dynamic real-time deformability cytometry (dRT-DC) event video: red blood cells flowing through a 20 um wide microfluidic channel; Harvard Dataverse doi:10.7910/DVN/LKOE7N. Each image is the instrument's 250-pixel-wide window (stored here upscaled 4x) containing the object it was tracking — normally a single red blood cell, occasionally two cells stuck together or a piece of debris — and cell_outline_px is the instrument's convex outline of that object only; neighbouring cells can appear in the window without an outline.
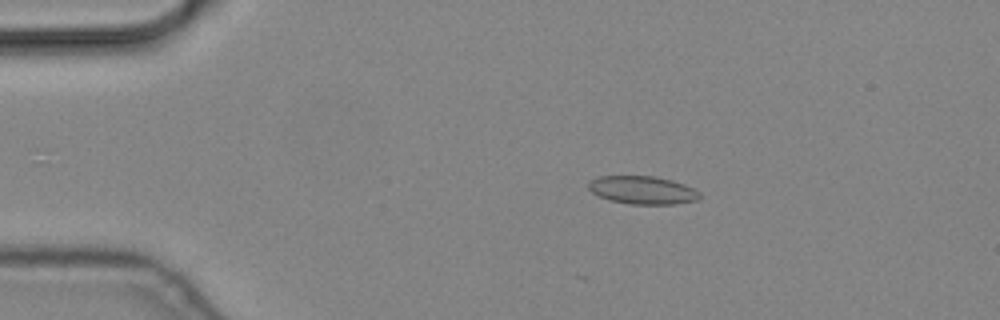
{"species": "common noctule bat (a hibernating species)", "species_latin": "Nyctalus noctula", "temperature_condition": "cold", "stored_images_in_passage": 7, "camera_frame_rate_fps": 3000, "um_per_image_px": 0.085, "animal": {"sex": "male", "body_mass_g": 19.2, "forearm_length_mm": 51.8}, "frame": {"image": 1, "passage_image": 2, "time_ms": 0.333, "image_size_px": [1000, 320], "cell_outline_px": [[700, 200], [676, 204], [628, 204], [608, 200], [592, 192], [588, 188], [588, 184], [596, 176], [656, 176], [672, 180], [684, 184], [700, 192]], "centroid_in_image_um": [54.63, 16.16], "position_along_channel_um": 30.4, "area_um2": 18.32}}
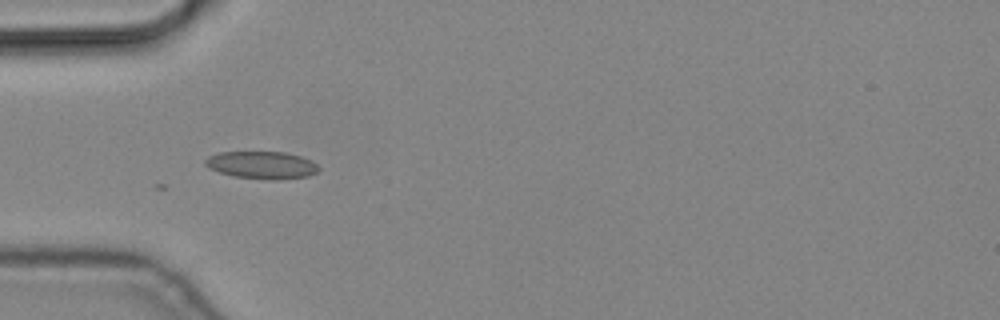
{"frame": {"image": 2, "passage_image": 4, "time_ms": 1.0, "image_size_px": [1000, 320], "cell_outline_px": [[320, 168], [316, 172], [308, 176], [276, 180], [272, 180], [232, 176], [208, 168], [204, 164], [204, 160], [208, 156], [220, 152], [284, 152], [300, 156], [316, 164]], "centroid_in_image_um": [22.21, 14.03], "position_along_channel_um": 62.8, "area_um2": 18.09}}
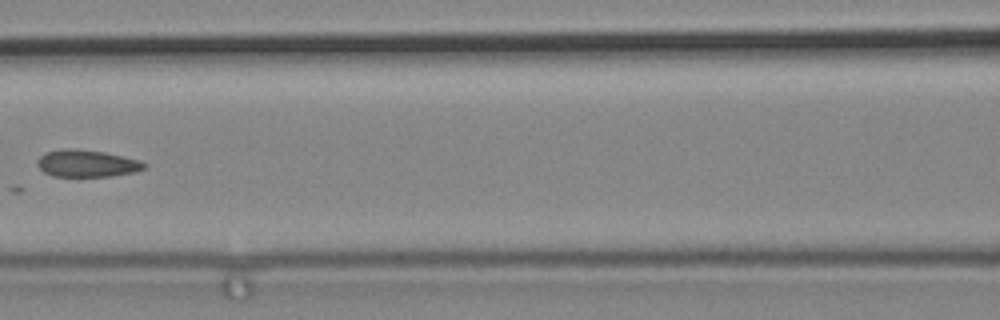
{"frame": {"image": 3, "passage_image": 6, "time_ms": 1.667, "image_size_px": [1000, 320], "cell_outline_px": [[148, 168], [136, 172], [112, 176], [52, 176], [44, 172], [36, 164], [36, 160], [44, 152], [64, 148], [68, 148], [104, 152], [140, 160], [148, 164]], "centroid_in_image_um": [7.4, 13.89], "position_along_channel_um": 159.2, "area_um2": 17.05}}